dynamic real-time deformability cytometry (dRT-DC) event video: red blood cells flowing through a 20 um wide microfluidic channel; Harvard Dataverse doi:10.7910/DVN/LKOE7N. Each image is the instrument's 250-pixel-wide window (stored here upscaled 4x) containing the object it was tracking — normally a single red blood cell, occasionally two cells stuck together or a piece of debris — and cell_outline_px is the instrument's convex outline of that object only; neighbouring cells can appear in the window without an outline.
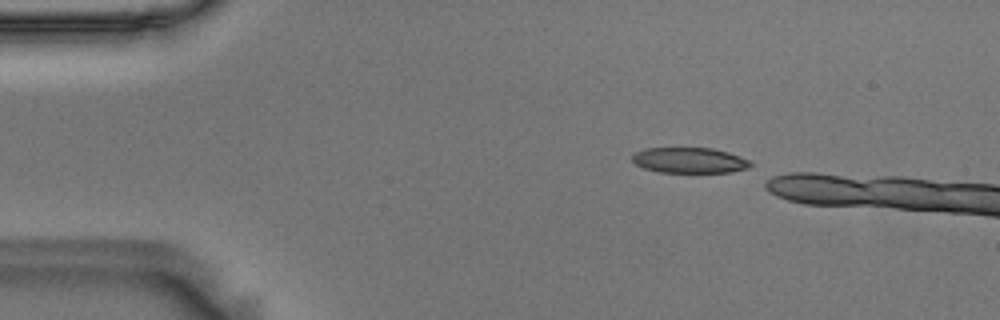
{"species": "Egyptian fruit bat (a non-hibernating species)", "species_latin": "Rousettus aegyptiacus", "temperature_condition": "room temperature", "stored_images_in_passage": 7, "camera_frame_rate_fps": 3000, "um_per_image_px": 0.085, "animal": {"sex": "male"}, "frame": {"image": 1, "passage_image": 1, "time_ms": 0.0, "image_size_px": [1000, 320], "cell_outline_px": [[752, 164], [748, 168], [732, 172], [660, 172], [644, 168], [636, 164], [632, 160], [632, 156], [636, 152], [644, 148], [712, 148], [728, 152], [752, 160]], "centroid_in_image_um": [58.64, 13.62], "position_along_channel_um": 26.4, "area_um2": 17.63}}